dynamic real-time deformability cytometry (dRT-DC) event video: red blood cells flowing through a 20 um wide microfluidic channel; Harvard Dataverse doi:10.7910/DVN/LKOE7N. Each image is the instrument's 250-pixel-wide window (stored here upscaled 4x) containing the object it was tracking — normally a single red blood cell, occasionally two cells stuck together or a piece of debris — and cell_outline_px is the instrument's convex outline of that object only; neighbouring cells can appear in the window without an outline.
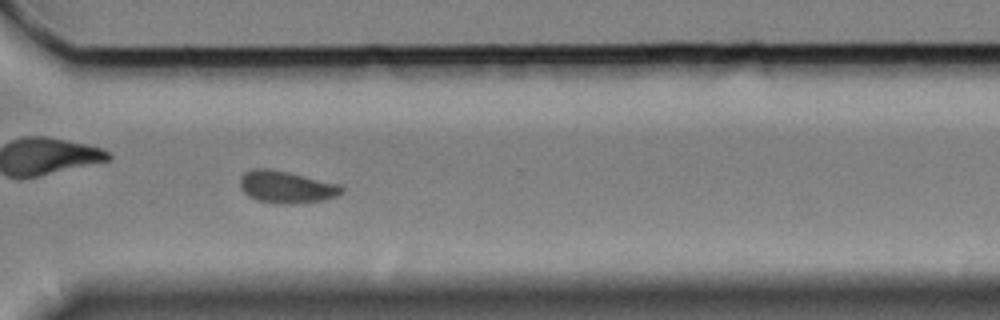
{"species": "Egyptian fruit bat (a non-hibernating species)", "species_latin": "Rousettus aegyptiacus", "temperature_condition": "cold", "stored_images_in_passage": 59, "camera_frame_rate_fps": 3000, "um_per_image_px": 0.085, "animal": {"sex": "female"}, "frame": {"image": 1, "passage_image": 42, "time_ms": 13.667, "image_size_px": [1000, 320], "cell_outline_px": [[344, 192], [336, 196], [324, 200], [292, 204], [280, 204], [256, 200], [248, 196], [240, 188], [240, 176], [244, 172], [252, 168], [268, 168], [288, 172], [344, 184]], "centroid_in_image_um": [24.37, 15.89], "position_along_channel_um": 346.2, "area_um2": 19.48}}